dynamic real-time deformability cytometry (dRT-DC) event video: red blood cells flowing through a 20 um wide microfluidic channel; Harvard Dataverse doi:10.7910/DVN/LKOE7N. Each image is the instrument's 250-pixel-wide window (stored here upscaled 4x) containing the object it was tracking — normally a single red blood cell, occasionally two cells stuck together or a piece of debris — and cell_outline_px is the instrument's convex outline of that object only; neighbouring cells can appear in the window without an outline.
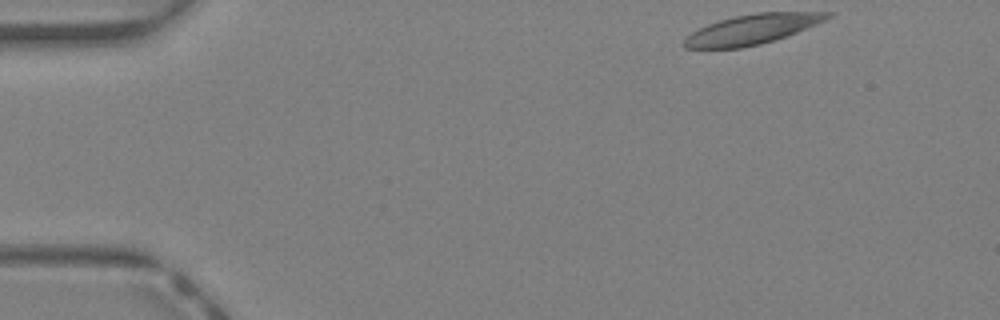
{"species": "Egyptian fruit bat (a non-hibernating species)", "species_latin": "Rousettus aegyptiacus", "temperature_condition": "warm", "stored_images_in_passage": 39, "camera_frame_rate_fps": 3000, "um_per_image_px": 0.085, "animal": {"sex": "female"}, "frame": {"image": 1, "passage_image": 1, "time_ms": 0.0, "image_size_px": [1000, 320], "cell_outline_px": [[836, 12], [832, 16], [816, 24], [796, 32], [760, 44], [740, 48], [684, 48], [680, 44], [692, 32], [708, 24], [720, 20], [736, 16], [756, 12]], "centroid_in_image_um": [63.91, 2.48], "position_along_channel_um": 21.1, "area_um2": 24.57}}
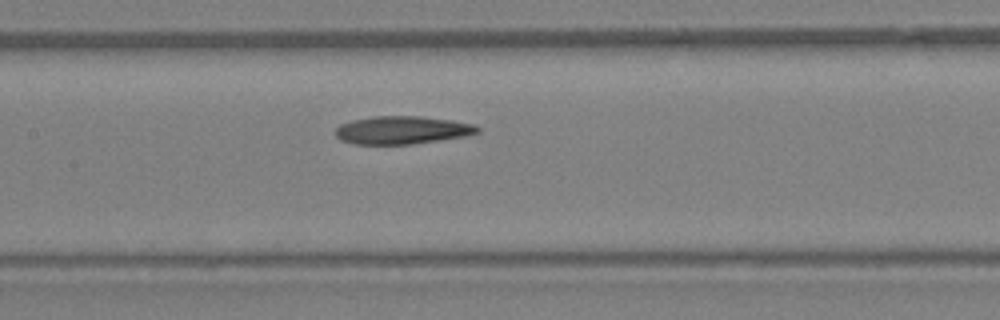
{"frame": {"image": 2, "passage_image": 17, "time_ms": 5.333, "image_size_px": [1000, 320], "cell_outline_px": [[480, 132], [468, 136], [408, 144], [356, 144], [340, 140], [336, 136], [336, 128], [340, 124], [352, 120], [372, 116], [420, 116], [452, 120], [476, 124], [480, 128]], "centroid_in_image_um": [34.21, 11.05], "position_along_channel_um": 173.2, "area_um2": 23.24}}
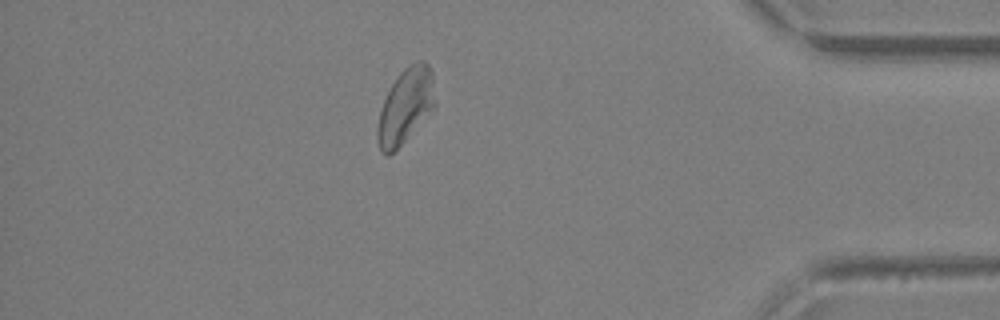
{"frame": {"image": 3, "passage_image": 34, "time_ms": 11.0, "image_size_px": [1000, 320], "cell_outline_px": [[436, 104], [404, 140], [388, 156], [384, 156], [380, 152], [376, 136], [376, 132], [380, 112], [384, 100], [392, 84], [400, 72], [408, 64], [416, 60], [424, 60], [428, 64], [432, 72]], "centroid_in_image_um": [34.45, 8.97], "position_along_channel_um": 400.7, "area_um2": 24.74}, "authors_computed_cell_mechanics": {"area_um2": 24.5072, "velocity_mm_per_s": 4.6827, "shape_relaxation_time_tau1_ms": 10.234, "shape_relaxation_time_tau2_ms": 4.6632, "deformation_change_tau1": 0.2404, "deformation_change_tau2": 0.1305}}